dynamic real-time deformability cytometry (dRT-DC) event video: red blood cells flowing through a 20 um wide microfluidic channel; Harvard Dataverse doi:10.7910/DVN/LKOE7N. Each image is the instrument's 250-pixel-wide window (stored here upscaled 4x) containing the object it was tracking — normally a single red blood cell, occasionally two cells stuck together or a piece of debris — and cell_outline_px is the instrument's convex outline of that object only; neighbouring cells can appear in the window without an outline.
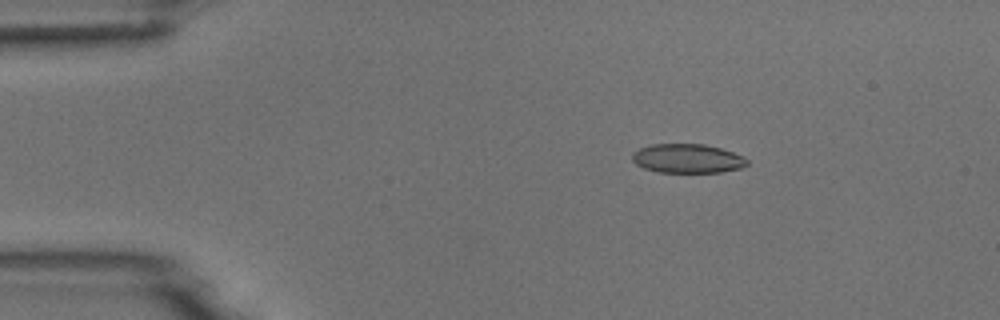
{"species": "common noctule bat (a hibernating species)", "species_latin": "Nyctalus noctula", "temperature_condition": "room temperature", "stored_images_in_passage": 5, "camera_frame_rate_fps": 3000, "um_per_image_px": 0.085, "animal": {"sex": "male", "body_mass_g": 18.8}, "frame": {"image": 1, "passage_image": 3, "time_ms": 2.333, "image_size_px": [1000, 320], "cell_outline_px": [[748, 164], [744, 168], [720, 172], [656, 172], [644, 168], [636, 164], [632, 160], [632, 152], [640, 148], [652, 144], [704, 144], [720, 148], [744, 156], [748, 160]], "centroid_in_image_um": [58.44, 13.47], "position_along_channel_um": 26.6, "area_um2": 19.59}}
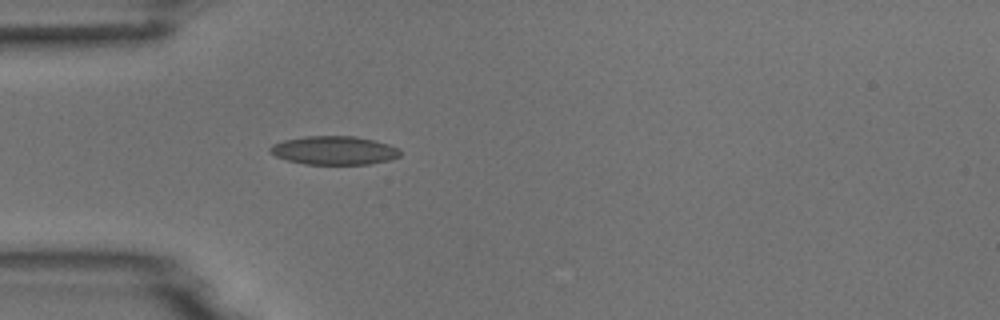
{"frame": {"image": 2, "passage_image": 5, "time_ms": 4.667, "image_size_px": [1000, 320], "cell_outline_px": [[400, 156], [388, 160], [368, 164], [304, 164], [288, 160], [276, 156], [268, 152], [268, 148], [272, 144], [284, 140], [304, 136], [356, 136], [376, 140], [400, 148]], "centroid_in_image_um": [28.39, 12.77], "position_along_channel_um": 56.6, "area_um2": 21.79}}